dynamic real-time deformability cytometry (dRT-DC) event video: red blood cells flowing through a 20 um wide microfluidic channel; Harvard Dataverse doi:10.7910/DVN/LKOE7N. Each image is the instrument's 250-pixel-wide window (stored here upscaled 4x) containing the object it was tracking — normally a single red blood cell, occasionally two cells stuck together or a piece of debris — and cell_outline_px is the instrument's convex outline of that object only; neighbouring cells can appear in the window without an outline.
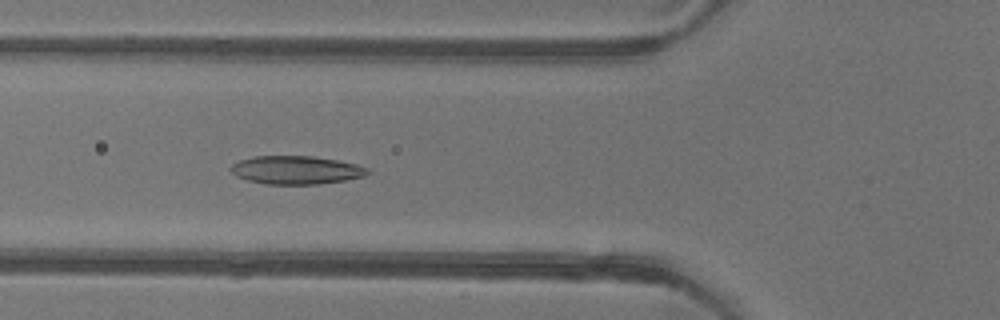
{"species": "common noctule bat (a hibernating species)", "species_latin": "Nyctalus noctula", "temperature_condition": "warm", "stored_images_in_passage": 52, "camera_frame_rate_fps": 3000, "um_per_image_px": 0.085, "animal": {"sex": "female"}, "frame": {"image": 1, "passage_image": 19, "time_ms": 6.0, "image_size_px": [1000, 320], "cell_outline_px": [[368, 172], [364, 176], [344, 180], [320, 184], [264, 184], [248, 180], [236, 176], [228, 168], [232, 164], [240, 160], [252, 156], [312, 156], [336, 160], [356, 164], [368, 168]], "centroid_in_image_um": [25.12, 14.45], "position_along_channel_um": 100.7, "area_um2": 22.48}}
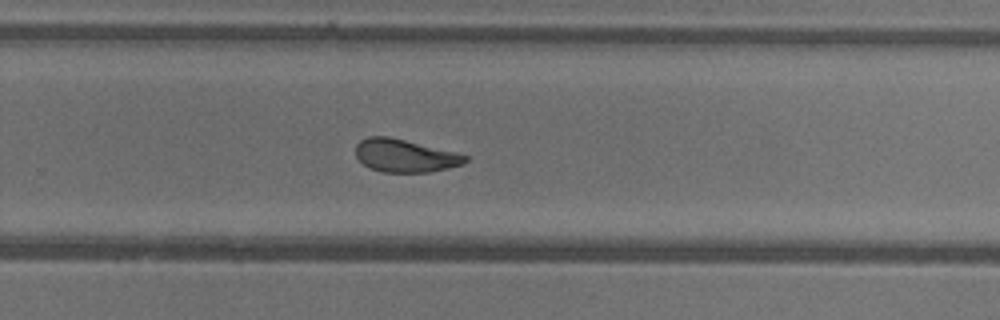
{"frame": {"image": 2, "passage_image": 34, "time_ms": 11.0, "image_size_px": [1000, 320], "cell_outline_px": [[468, 160], [464, 164], [448, 168], [428, 172], [384, 172], [372, 168], [364, 164], [356, 156], [356, 144], [360, 140], [368, 136], [388, 136], [456, 152], [468, 156]], "centroid_in_image_um": [34.43, 13.23], "position_along_channel_um": 295.4, "area_um2": 20.87}}
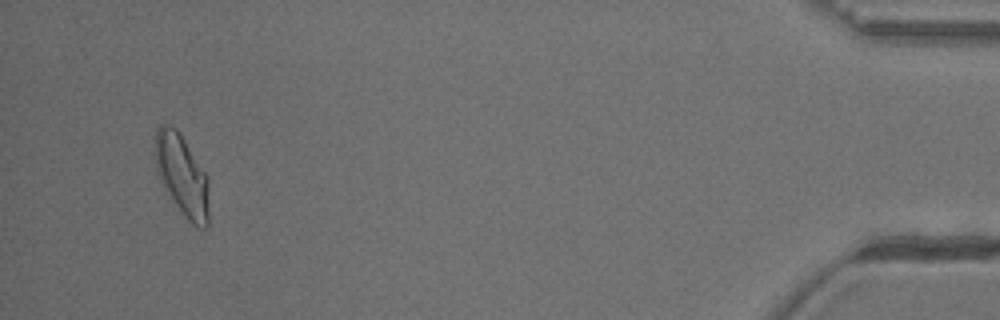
{"frame": {"image": 3, "passage_image": 50, "time_ms": 16.333, "image_size_px": [1000, 320], "cell_outline_px": [[208, 228], [200, 228], [192, 224], [180, 212], [172, 200], [160, 180], [156, 168], [156, 128], [160, 124], [164, 124], [176, 128], [180, 132], [208, 176]], "centroid_in_image_um": [15.49, 14.91], "position_along_channel_um": 419.7, "area_um2": 25.49}, "authors_computed_cell_mechanics": {"area_um2": 22.9177, "velocity_mm_per_s": 3.8965, "shape_relaxation_time_tau1_ms": null, "shape_relaxation_time_tau2_ms": 1.7263, "deformation_change_tau1": null, "deformation_change_tau2": 0.0909}}